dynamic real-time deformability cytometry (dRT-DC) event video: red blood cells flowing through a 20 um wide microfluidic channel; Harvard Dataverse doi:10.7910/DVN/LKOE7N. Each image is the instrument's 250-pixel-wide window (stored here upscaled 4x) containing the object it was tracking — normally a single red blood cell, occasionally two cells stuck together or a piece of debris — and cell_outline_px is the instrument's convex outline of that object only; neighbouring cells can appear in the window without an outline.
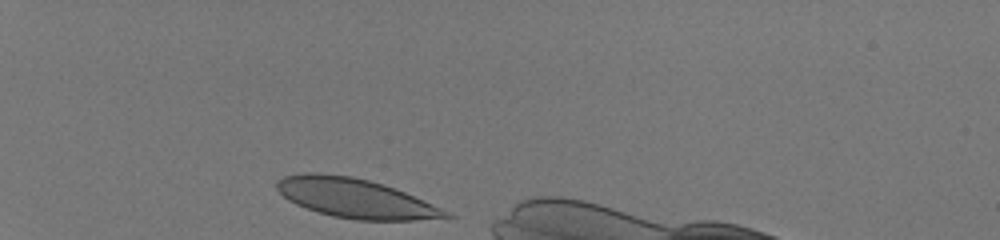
{"species": "human", "species_latin": "Homo sapiens", "temperature_condition": "room temperature", "stored_images_in_passage": 31, "camera_frame_rate_fps": 3000, "um_per_image_px": 0.085, "donor": {"sex": "male"}, "frame": {"image": 1, "passage_image": 1, "time_ms": 0.0, "image_size_px": [1000, 240], "cell_outline_px": [[456, 216], [412, 220], [356, 220], [332, 216], [296, 204], [288, 200], [276, 188], [276, 180], [284, 176], [304, 172], [316, 172], [352, 176], [384, 184], [404, 192], [432, 204]], "centroid_in_image_um": [30.15, 16.83], "position_along_channel_um": 54.9, "area_um2": 38.38}}
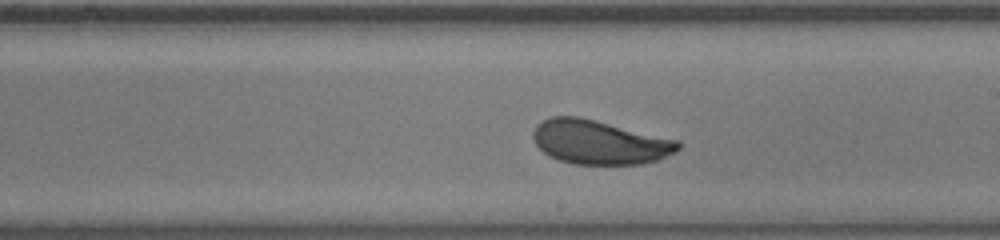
{"frame": {"image": 2, "passage_image": 18, "time_ms": 5.667, "image_size_px": [1000, 240], "cell_outline_px": [[680, 148], [676, 152], [656, 160], [640, 164], [572, 164], [548, 156], [536, 144], [532, 136], [532, 132], [536, 124], [552, 116], [580, 116], [680, 140]], "centroid_in_image_um": [50.95, 12.07], "position_along_channel_um": 238.0, "area_um2": 37.45}}
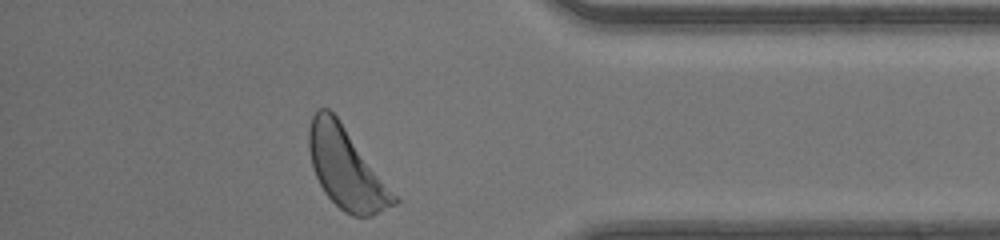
{"frame": {"image": 3, "passage_image": 31, "time_ms": 10.0, "image_size_px": [1000, 240], "cell_outline_px": [[400, 200], [396, 204], [372, 216], [352, 216], [344, 212], [324, 192], [312, 168], [308, 148], [308, 128], [312, 116], [316, 108], [328, 108], [336, 116]], "centroid_in_image_um": [29.4, 14.31], "position_along_channel_um": 405.8, "area_um2": 39.54}, "authors_computed_cell_mechanics": {"area_um2": 37.9168, "velocity_mm_per_s": 4.1418, "shape_relaxation_time_tau1_ms": 2.0767, "shape_relaxation_time_tau2_ms": null, "deformation_change_tau1": 0.1119, "deformation_change_tau2": null}}